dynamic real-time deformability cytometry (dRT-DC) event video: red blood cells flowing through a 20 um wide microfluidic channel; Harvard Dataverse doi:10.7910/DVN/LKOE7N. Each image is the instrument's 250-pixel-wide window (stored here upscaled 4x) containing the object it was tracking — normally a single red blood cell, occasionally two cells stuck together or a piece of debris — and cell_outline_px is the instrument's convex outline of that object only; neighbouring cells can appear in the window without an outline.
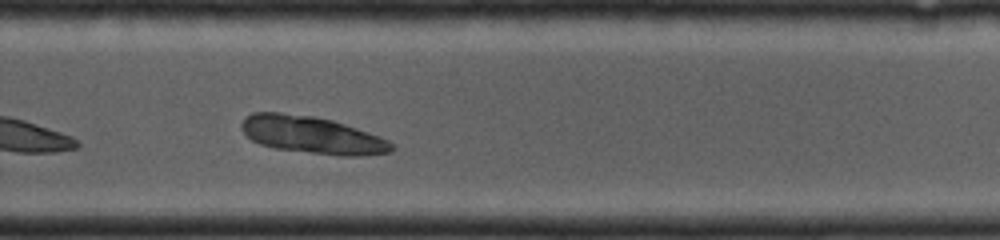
{"species": "common noctule bat (a hibernating species)", "species_latin": "Nyctalus noctula", "temperature_condition": "cold", "stored_images_in_passage": 23, "camera_frame_rate_fps": 4000, "um_per_image_px": 0.085, "animal": {"sex": "female", "body_mass_g": 19.0, "forearm_length_mm": 53.3}, "frame": {"image": 1, "passage_image": 17, "time_ms": 5.25, "image_size_px": [1000, 240], "cell_outline_px": [[396, 148], [392, 152], [360, 156], [340, 156], [276, 148], [260, 144], [252, 140], [240, 128], [240, 124], [252, 112], [280, 112], [312, 116], [332, 120], [380, 136], [388, 140]], "centroid_in_image_um": [26.55, 11.48], "position_along_channel_um": 303.3, "area_um2": 32.48}}